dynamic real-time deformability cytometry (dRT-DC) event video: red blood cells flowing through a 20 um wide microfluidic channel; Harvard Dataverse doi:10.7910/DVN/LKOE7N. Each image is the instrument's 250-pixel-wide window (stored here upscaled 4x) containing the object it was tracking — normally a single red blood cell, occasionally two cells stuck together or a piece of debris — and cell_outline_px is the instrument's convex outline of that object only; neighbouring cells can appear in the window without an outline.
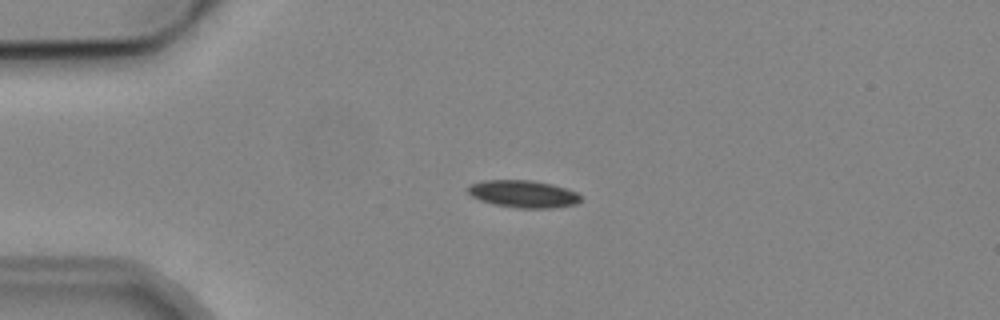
{"species": "common noctule bat (a hibernating species)", "species_latin": "Nyctalus noctula", "temperature_condition": "cold", "stored_images_in_passage": 4, "camera_frame_rate_fps": 3000, "um_per_image_px": 0.085, "animal": {"sex": "male", "body_mass_g": 19.2, "forearm_length_mm": 51.8}, "frame": {"image": 1, "passage_image": 3, "time_ms": 2.333, "image_size_px": [1000, 320], "cell_outline_px": [[580, 200], [576, 204], [548, 208], [516, 208], [492, 204], [480, 200], [472, 196], [468, 192], [468, 184], [484, 180], [532, 180], [552, 184], [568, 188], [576, 192], [580, 196]], "centroid_in_image_um": [44.45, 16.48], "position_along_channel_um": 40.5, "area_um2": 18.03}}